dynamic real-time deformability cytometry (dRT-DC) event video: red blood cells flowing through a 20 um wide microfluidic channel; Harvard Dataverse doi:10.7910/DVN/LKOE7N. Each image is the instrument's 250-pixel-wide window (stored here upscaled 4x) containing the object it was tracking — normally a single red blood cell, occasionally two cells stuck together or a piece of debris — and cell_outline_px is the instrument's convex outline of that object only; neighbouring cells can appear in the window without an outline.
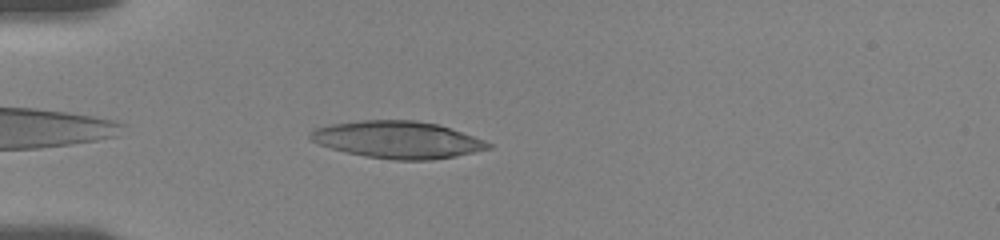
{"species": "human", "species_latin": "Homo sapiens", "temperature_condition": "room temperature", "stored_images_in_passage": 43, "camera_frame_rate_fps": 3000, "um_per_image_px": 0.085, "donor": {"sex": "female"}, "frame": {"image": 1, "passage_image": 2, "time_ms": 0.333, "image_size_px": [1000, 240], "cell_outline_px": [[492, 148], [456, 156], [432, 160], [392, 160], [364, 156], [332, 148], [320, 144], [312, 140], [308, 136], [308, 132], [312, 128], [332, 124], [360, 120], [416, 120], [436, 124], [484, 140], [492, 144]], "centroid_in_image_um": [33.77, 11.88], "position_along_channel_um": 51.2, "area_um2": 38.32}}
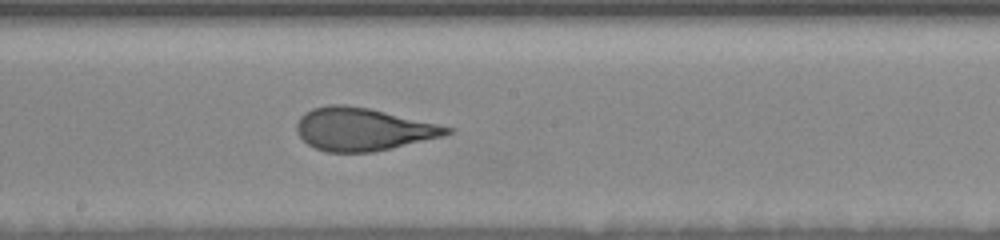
{"frame": {"image": 2, "passage_image": 19, "time_ms": 5.333, "image_size_px": [1000, 240], "cell_outline_px": [[456, 128], [452, 132], [444, 136], [392, 148], [372, 152], [328, 152], [316, 148], [308, 144], [296, 132], [296, 124], [300, 116], [304, 112], [312, 108], [328, 104], [344, 104], [368, 108]], "centroid_in_image_um": [30.84, 10.98], "position_along_channel_um": 217.4, "area_um2": 37.45}}
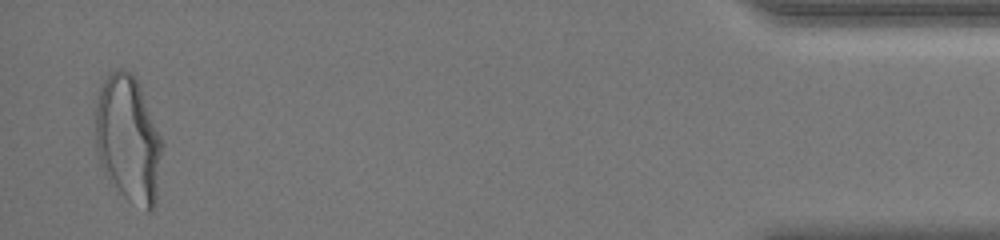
{"frame": {"image": 3, "passage_image": 43, "time_ms": 13.0, "image_size_px": [1000, 240], "cell_outline_px": [[164, 144], [156, 204], [152, 212], [144, 212], [128, 200], [120, 192], [104, 168], [100, 160], [96, 144], [96, 104], [100, 88], [108, 72], [116, 68], [124, 68], [136, 76]], "centroid_in_image_um": [10.95, 11.82], "position_along_channel_um": 424.3, "area_um2": 49.53}, "authors_computed_cell_mechanics": {"area_um2": 38.4948, "velocity_mm_per_s": 3.6389, "shape_relaxation_time_tau1_ms": 5.7435, "shape_relaxation_time_tau2_ms": 1.0395, "deformation_change_tau1": 0.2011, "deformation_change_tau2": 0.0943}}